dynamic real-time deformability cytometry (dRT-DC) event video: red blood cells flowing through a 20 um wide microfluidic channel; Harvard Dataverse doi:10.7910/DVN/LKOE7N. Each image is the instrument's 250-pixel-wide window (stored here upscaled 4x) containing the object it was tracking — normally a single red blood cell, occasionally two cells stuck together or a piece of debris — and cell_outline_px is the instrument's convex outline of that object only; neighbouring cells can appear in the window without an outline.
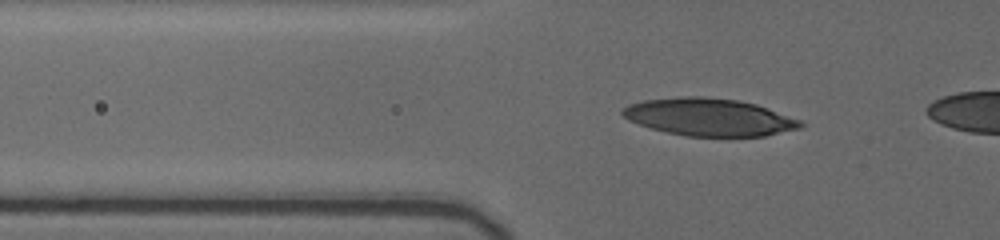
{"species": "human", "species_latin": "Homo sapiens", "temperature_condition": "cold", "stored_images_in_passage": 9, "camera_frame_rate_fps": 3000, "um_per_image_px": 0.085, "donor": {"sex": "female"}, "frame": {"image": 1, "passage_image": 5, "time_ms": 2.0, "image_size_px": [1000, 240], "cell_outline_px": [[804, 124], [800, 128], [764, 136], [688, 136], [668, 132], [652, 128], [628, 120], [620, 112], [628, 104], [644, 100], [680, 96], [704, 96], [736, 100], [756, 104], [804, 120]], "centroid_in_image_um": [60.31, 9.94], "position_along_channel_um": 65.5, "area_um2": 38.84}}